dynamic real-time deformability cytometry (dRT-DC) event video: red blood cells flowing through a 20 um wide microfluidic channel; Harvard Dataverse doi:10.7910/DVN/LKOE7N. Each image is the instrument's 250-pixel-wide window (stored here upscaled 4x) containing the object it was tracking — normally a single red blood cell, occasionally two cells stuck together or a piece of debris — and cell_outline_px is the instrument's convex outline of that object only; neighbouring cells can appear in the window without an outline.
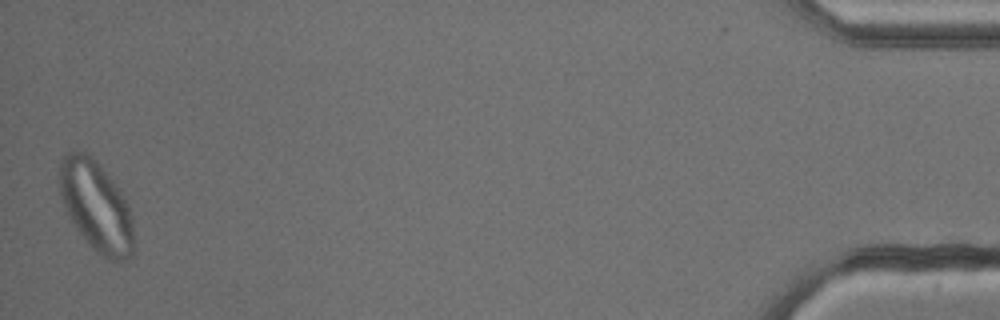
{"species": "common noctule bat (a hibernating species)", "species_latin": "Nyctalus noctula", "temperature_condition": "cold", "stored_images_in_passage": 54, "camera_frame_rate_fps": 3000, "um_per_image_px": 0.085, "animal": {"sex": "male", "body_mass_g": 13.3}, "frame": {"image": 1, "passage_image": 54, "time_ms": 17.667, "image_size_px": [1000, 320], "cell_outline_px": [[136, 248], [132, 256], [120, 264], [108, 260], [96, 252], [92, 248], [76, 228], [64, 208], [60, 196], [60, 160], [68, 152], [88, 152], [100, 164], [120, 188], [128, 204], [132, 216]], "centroid_in_image_um": [8.23, 17.58], "position_along_channel_um": 427.0, "area_um2": 40.0}}